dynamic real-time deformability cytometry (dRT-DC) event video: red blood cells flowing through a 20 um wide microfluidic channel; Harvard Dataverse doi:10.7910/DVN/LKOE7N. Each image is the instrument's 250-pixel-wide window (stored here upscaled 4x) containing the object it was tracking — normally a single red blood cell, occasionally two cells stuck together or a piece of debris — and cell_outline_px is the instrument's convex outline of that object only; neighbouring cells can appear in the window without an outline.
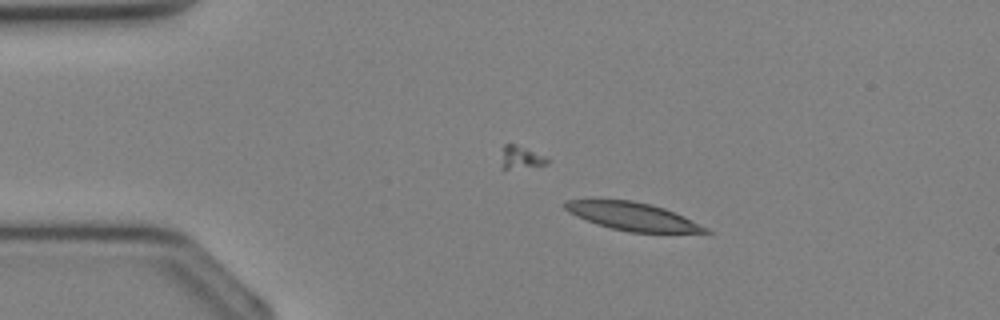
{"species": "Egyptian fruit bat (a non-hibernating species)", "species_latin": "Rousettus aegyptiacus", "temperature_condition": "cold", "stored_images_in_passage": 30, "camera_frame_rate_fps": 3000, "um_per_image_px": 0.085, "animal": {"sex": "female"}, "frame": {"image": 1, "passage_image": 1, "time_ms": 0.0, "image_size_px": [1000, 320], "cell_outline_px": [[712, 232], [628, 232], [596, 224], [576, 216], [568, 212], [564, 208], [564, 200], [632, 200], [664, 208], [684, 216], [708, 228]], "centroid_in_image_um": [53.74, 18.39], "position_along_channel_um": 31.3, "area_um2": 22.54}}
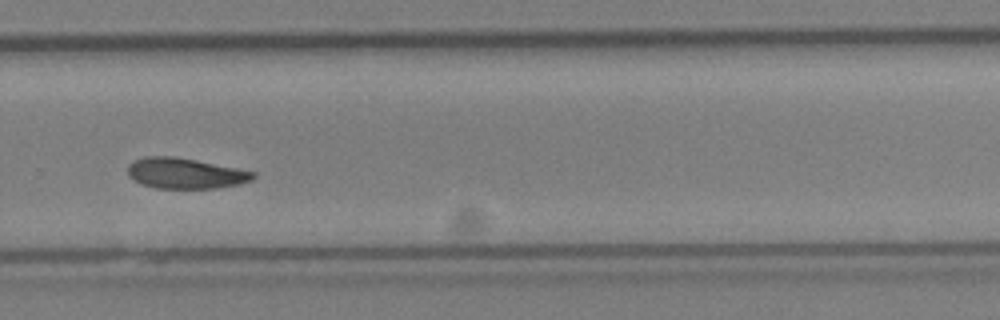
{"frame": {"image": 2, "passage_image": 19, "time_ms": 6.0, "image_size_px": [1000, 320], "cell_outline_px": [[256, 176], [252, 180], [240, 184], [216, 188], [156, 188], [140, 184], [128, 176], [128, 164], [132, 160], [144, 156], [172, 156], [196, 160], [256, 172]], "centroid_in_image_um": [15.71, 14.73], "position_along_channel_um": 314.1, "area_um2": 22.48}}
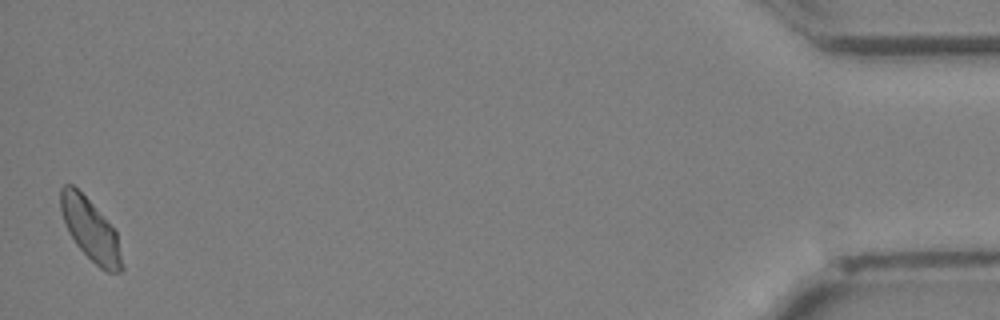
{"frame": {"image": 3, "passage_image": 30, "time_ms": 9.667, "image_size_px": [1000, 320], "cell_outline_px": [[124, 268], [120, 272], [108, 272], [100, 268], [76, 244], [68, 232], [60, 208], [60, 188], [64, 184], [72, 184], [92, 204], [116, 232]], "centroid_in_image_um": [7.68, 19.54], "position_along_channel_um": 427.5, "area_um2": 21.56}}